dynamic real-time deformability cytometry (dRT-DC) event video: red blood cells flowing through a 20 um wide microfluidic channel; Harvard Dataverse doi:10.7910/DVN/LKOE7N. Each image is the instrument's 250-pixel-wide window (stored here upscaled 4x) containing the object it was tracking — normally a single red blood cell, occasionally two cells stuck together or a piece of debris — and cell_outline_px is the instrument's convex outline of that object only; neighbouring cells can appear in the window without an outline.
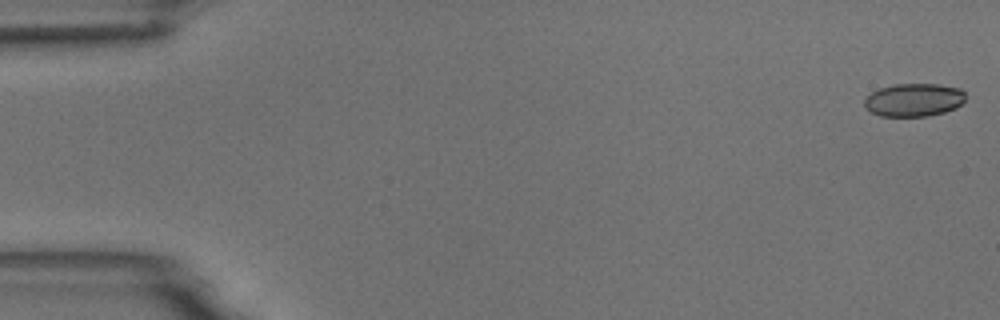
{"species": "common noctule bat (a hibernating species)", "species_latin": "Nyctalus noctula", "temperature_condition": "room temperature", "stored_images_in_passage": 16, "camera_frame_rate_fps": 3000, "um_per_image_px": 0.085, "animal": {"sex": "male", "body_mass_g": 18.8}, "frame": {"image": 1, "passage_image": 1, "time_ms": 0.0, "image_size_px": [1000, 320], "cell_outline_px": [[964, 100], [956, 108], [944, 112], [928, 116], [880, 116], [872, 112], [864, 104], [864, 100], [872, 92], [880, 88], [892, 84], [940, 84], [960, 88], [964, 92]], "centroid_in_image_um": [77.69, 8.48], "position_along_channel_um": 7.3, "area_um2": 19.42}}
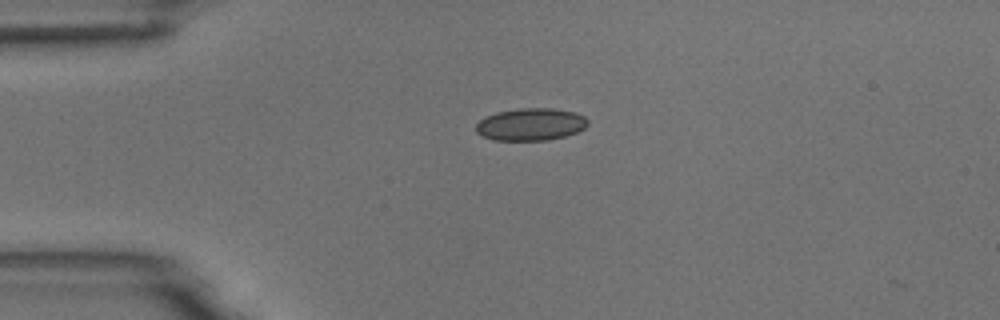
{"frame": {"image": 2, "passage_image": 13, "time_ms": 4.0, "image_size_px": [1000, 320], "cell_outline_px": [[588, 124], [584, 128], [576, 132], [564, 136], [548, 140], [492, 140], [476, 132], [476, 124], [484, 116], [496, 112], [520, 108], [552, 108], [576, 112], [584, 116], [588, 120]], "centroid_in_image_um": [45.1, 10.56], "position_along_channel_um": 39.9, "area_um2": 21.15}}